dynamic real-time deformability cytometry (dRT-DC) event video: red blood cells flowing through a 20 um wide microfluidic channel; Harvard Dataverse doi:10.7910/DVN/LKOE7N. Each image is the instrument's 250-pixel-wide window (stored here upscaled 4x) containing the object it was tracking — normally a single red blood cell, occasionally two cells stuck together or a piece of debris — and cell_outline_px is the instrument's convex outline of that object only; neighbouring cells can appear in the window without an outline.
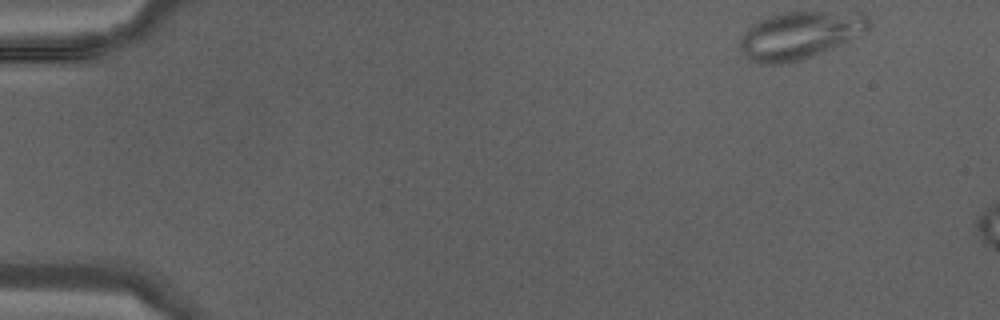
{"species": "Egyptian fruit bat (a non-hibernating species)", "species_latin": "Rousettus aegyptiacus", "temperature_condition": "warm", "stored_images_in_passage": 5, "camera_frame_rate_fps": 3000, "um_per_image_px": 0.085, "animal": {"sex": "male"}, "frame": {"image": 1, "passage_image": 1, "time_ms": 0.0, "image_size_px": [1000, 320], "cell_outline_px": [[868, 28], [864, 32], [832, 48], [812, 56], [800, 60], [780, 64], [760, 64], [748, 60], [740, 48], [740, 40], [748, 28], [752, 24], [768, 16], [784, 12], [864, 12], [868, 16]], "centroid_in_image_um": [67.96, 2.99], "position_along_channel_um": 17.0, "area_um2": 35.37}}